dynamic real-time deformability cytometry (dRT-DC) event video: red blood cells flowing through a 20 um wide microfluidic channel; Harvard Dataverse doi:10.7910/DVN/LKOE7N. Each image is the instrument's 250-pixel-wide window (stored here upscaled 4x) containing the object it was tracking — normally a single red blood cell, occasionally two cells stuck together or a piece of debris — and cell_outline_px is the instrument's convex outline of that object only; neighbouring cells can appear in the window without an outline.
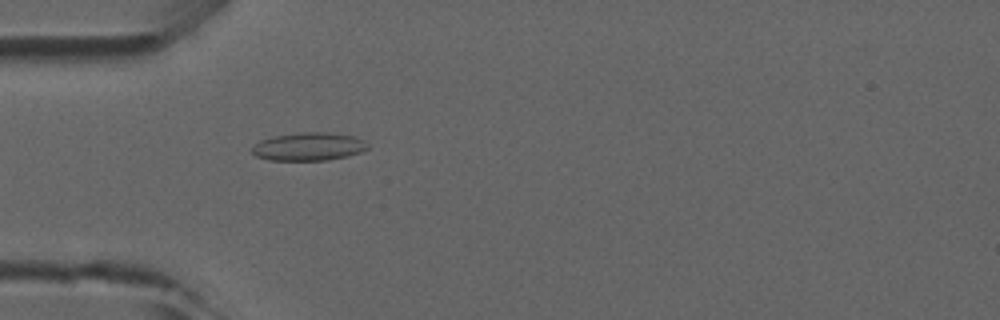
{"species": "common noctule bat (a hibernating species)", "species_latin": "Nyctalus noctula", "temperature_condition": "room temperature", "stored_images_in_passage": 35, "camera_frame_rate_fps": 3000, "um_per_image_px": 0.085, "animal": {"sex": "male", "forearm_length_mm": 52.5}, "frame": {"image": 1, "passage_image": 1, "time_ms": 0.0, "image_size_px": [1000, 320], "cell_outline_px": [[368, 148], [360, 152], [348, 156], [328, 160], [268, 160], [256, 156], [252, 152], [252, 144], [260, 140], [276, 136], [300, 132], [328, 132], [356, 136], [364, 140], [368, 144]], "centroid_in_image_um": [26.24, 12.45], "position_along_channel_um": 58.8, "area_um2": 19.07}}
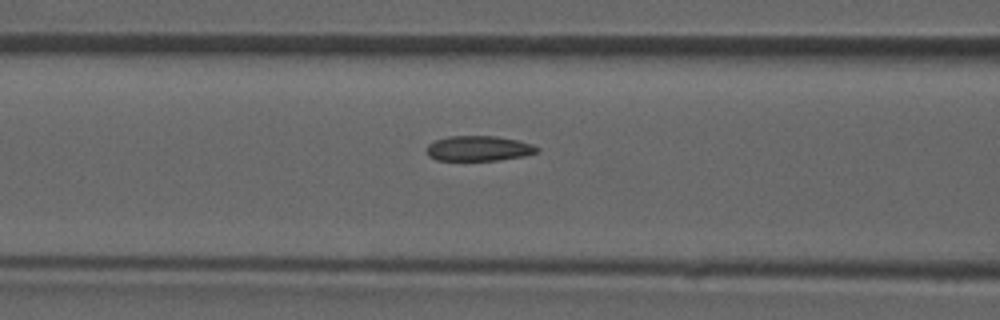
{"frame": {"image": 2, "passage_image": 6, "time_ms": 1.667, "image_size_px": [1000, 320], "cell_outline_px": [[540, 152], [524, 156], [500, 160], [436, 160], [428, 156], [424, 148], [428, 144], [436, 140], [448, 136], [496, 136], [516, 140], [532, 144], [540, 148]], "centroid_in_image_um": [40.68, 12.62], "position_along_channel_um": 125.9, "area_um2": 16.36}}